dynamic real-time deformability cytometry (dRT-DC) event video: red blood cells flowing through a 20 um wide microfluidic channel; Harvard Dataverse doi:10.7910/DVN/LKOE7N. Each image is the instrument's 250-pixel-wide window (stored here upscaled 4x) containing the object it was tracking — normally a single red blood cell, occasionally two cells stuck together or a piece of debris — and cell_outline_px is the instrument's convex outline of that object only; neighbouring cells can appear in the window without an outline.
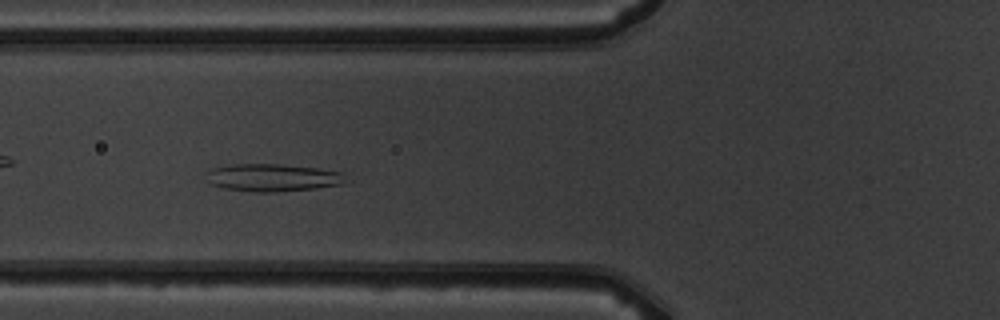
{"species": "common noctule bat (a hibernating species)", "species_latin": "Nyctalus noctula", "temperature_condition": "warm", "stored_images_in_passage": 6, "camera_frame_rate_fps": 3000, "um_per_image_px": 0.085, "animal": {"sex": "male", "body_mass_g": 19.5, "forearm_length_mm": 54.6}, "frame": {"image": 1, "passage_image": 6, "time_ms": 5.667, "image_size_px": [1000, 320], "cell_outline_px": [[344, 172], [340, 184], [316, 188], [276, 192], [252, 192], [224, 188], [212, 184], [208, 180], [208, 172], [212, 168], [228, 164], [280, 164], [320, 168]], "centroid_in_image_um": [23.14, 15.09], "position_along_channel_um": 102.7, "area_um2": 22.25}}